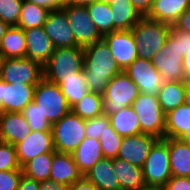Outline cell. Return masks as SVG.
Returning <instances> with one entry per match:
<instances>
[{
  "instance_id": "obj_1",
  "label": "cell",
  "mask_w": 190,
  "mask_h": 190,
  "mask_svg": "<svg viewBox=\"0 0 190 190\" xmlns=\"http://www.w3.org/2000/svg\"><path fill=\"white\" fill-rule=\"evenodd\" d=\"M84 49V77L89 92L103 94L108 82L122 72L104 40Z\"/></svg>"
},
{
  "instance_id": "obj_2",
  "label": "cell",
  "mask_w": 190,
  "mask_h": 190,
  "mask_svg": "<svg viewBox=\"0 0 190 190\" xmlns=\"http://www.w3.org/2000/svg\"><path fill=\"white\" fill-rule=\"evenodd\" d=\"M84 68V49L79 46L55 48L43 66V78L58 84L62 78L77 76Z\"/></svg>"
},
{
  "instance_id": "obj_3",
  "label": "cell",
  "mask_w": 190,
  "mask_h": 190,
  "mask_svg": "<svg viewBox=\"0 0 190 190\" xmlns=\"http://www.w3.org/2000/svg\"><path fill=\"white\" fill-rule=\"evenodd\" d=\"M171 25L143 17L132 29L137 56L151 60L165 44Z\"/></svg>"
},
{
  "instance_id": "obj_4",
  "label": "cell",
  "mask_w": 190,
  "mask_h": 190,
  "mask_svg": "<svg viewBox=\"0 0 190 190\" xmlns=\"http://www.w3.org/2000/svg\"><path fill=\"white\" fill-rule=\"evenodd\" d=\"M142 172L147 189L160 190L171 179L168 138L158 139L153 144Z\"/></svg>"
},
{
  "instance_id": "obj_5",
  "label": "cell",
  "mask_w": 190,
  "mask_h": 190,
  "mask_svg": "<svg viewBox=\"0 0 190 190\" xmlns=\"http://www.w3.org/2000/svg\"><path fill=\"white\" fill-rule=\"evenodd\" d=\"M53 147L59 153H73L86 138L85 119L71 110L51 127Z\"/></svg>"
},
{
  "instance_id": "obj_6",
  "label": "cell",
  "mask_w": 190,
  "mask_h": 190,
  "mask_svg": "<svg viewBox=\"0 0 190 190\" xmlns=\"http://www.w3.org/2000/svg\"><path fill=\"white\" fill-rule=\"evenodd\" d=\"M140 94L138 86L124 72L118 73L103 92V115L110 116L124 107L131 106Z\"/></svg>"
},
{
  "instance_id": "obj_7",
  "label": "cell",
  "mask_w": 190,
  "mask_h": 190,
  "mask_svg": "<svg viewBox=\"0 0 190 190\" xmlns=\"http://www.w3.org/2000/svg\"><path fill=\"white\" fill-rule=\"evenodd\" d=\"M138 115L141 132L158 139L165 138V114L157 95L141 93L131 105Z\"/></svg>"
},
{
  "instance_id": "obj_8",
  "label": "cell",
  "mask_w": 190,
  "mask_h": 190,
  "mask_svg": "<svg viewBox=\"0 0 190 190\" xmlns=\"http://www.w3.org/2000/svg\"><path fill=\"white\" fill-rule=\"evenodd\" d=\"M33 102L51 124L71 110L60 86L44 78L36 85Z\"/></svg>"
},
{
  "instance_id": "obj_9",
  "label": "cell",
  "mask_w": 190,
  "mask_h": 190,
  "mask_svg": "<svg viewBox=\"0 0 190 190\" xmlns=\"http://www.w3.org/2000/svg\"><path fill=\"white\" fill-rule=\"evenodd\" d=\"M183 57V53L177 49V38L170 31L161 51L152 57L151 62L161 74L163 82H186Z\"/></svg>"
},
{
  "instance_id": "obj_10",
  "label": "cell",
  "mask_w": 190,
  "mask_h": 190,
  "mask_svg": "<svg viewBox=\"0 0 190 190\" xmlns=\"http://www.w3.org/2000/svg\"><path fill=\"white\" fill-rule=\"evenodd\" d=\"M61 8L66 13L77 46L85 48L95 42L103 40V35L94 25L86 6L64 4Z\"/></svg>"
},
{
  "instance_id": "obj_11",
  "label": "cell",
  "mask_w": 190,
  "mask_h": 190,
  "mask_svg": "<svg viewBox=\"0 0 190 190\" xmlns=\"http://www.w3.org/2000/svg\"><path fill=\"white\" fill-rule=\"evenodd\" d=\"M0 79L6 83L37 85L43 79V67L26 57L5 58Z\"/></svg>"
},
{
  "instance_id": "obj_12",
  "label": "cell",
  "mask_w": 190,
  "mask_h": 190,
  "mask_svg": "<svg viewBox=\"0 0 190 190\" xmlns=\"http://www.w3.org/2000/svg\"><path fill=\"white\" fill-rule=\"evenodd\" d=\"M124 72L138 86L141 93L157 95L163 84L161 74L149 59L138 57Z\"/></svg>"
},
{
  "instance_id": "obj_13",
  "label": "cell",
  "mask_w": 190,
  "mask_h": 190,
  "mask_svg": "<svg viewBox=\"0 0 190 190\" xmlns=\"http://www.w3.org/2000/svg\"><path fill=\"white\" fill-rule=\"evenodd\" d=\"M103 40L109 46L112 58L124 71L137 58V48L131 30L113 31L103 35Z\"/></svg>"
},
{
  "instance_id": "obj_14",
  "label": "cell",
  "mask_w": 190,
  "mask_h": 190,
  "mask_svg": "<svg viewBox=\"0 0 190 190\" xmlns=\"http://www.w3.org/2000/svg\"><path fill=\"white\" fill-rule=\"evenodd\" d=\"M43 29L53 42L55 48L77 46L74 33L62 8L50 10Z\"/></svg>"
},
{
  "instance_id": "obj_15",
  "label": "cell",
  "mask_w": 190,
  "mask_h": 190,
  "mask_svg": "<svg viewBox=\"0 0 190 190\" xmlns=\"http://www.w3.org/2000/svg\"><path fill=\"white\" fill-rule=\"evenodd\" d=\"M157 140L158 138L143 133L123 137L117 157L142 168L151 147Z\"/></svg>"
},
{
  "instance_id": "obj_16",
  "label": "cell",
  "mask_w": 190,
  "mask_h": 190,
  "mask_svg": "<svg viewBox=\"0 0 190 190\" xmlns=\"http://www.w3.org/2000/svg\"><path fill=\"white\" fill-rule=\"evenodd\" d=\"M17 159L22 167L37 155L54 152L52 132L31 131L26 138L15 145Z\"/></svg>"
},
{
  "instance_id": "obj_17",
  "label": "cell",
  "mask_w": 190,
  "mask_h": 190,
  "mask_svg": "<svg viewBox=\"0 0 190 190\" xmlns=\"http://www.w3.org/2000/svg\"><path fill=\"white\" fill-rule=\"evenodd\" d=\"M36 85L2 81L1 112H22L34 99Z\"/></svg>"
},
{
  "instance_id": "obj_18",
  "label": "cell",
  "mask_w": 190,
  "mask_h": 190,
  "mask_svg": "<svg viewBox=\"0 0 190 190\" xmlns=\"http://www.w3.org/2000/svg\"><path fill=\"white\" fill-rule=\"evenodd\" d=\"M26 40V58L32 59L42 67L50 59L55 50L51 39L47 36L43 27L24 30Z\"/></svg>"
},
{
  "instance_id": "obj_19",
  "label": "cell",
  "mask_w": 190,
  "mask_h": 190,
  "mask_svg": "<svg viewBox=\"0 0 190 190\" xmlns=\"http://www.w3.org/2000/svg\"><path fill=\"white\" fill-rule=\"evenodd\" d=\"M31 133L21 112H0V141L16 145Z\"/></svg>"
},
{
  "instance_id": "obj_20",
  "label": "cell",
  "mask_w": 190,
  "mask_h": 190,
  "mask_svg": "<svg viewBox=\"0 0 190 190\" xmlns=\"http://www.w3.org/2000/svg\"><path fill=\"white\" fill-rule=\"evenodd\" d=\"M82 177L71 153L53 152L49 179L69 187Z\"/></svg>"
},
{
  "instance_id": "obj_21",
  "label": "cell",
  "mask_w": 190,
  "mask_h": 190,
  "mask_svg": "<svg viewBox=\"0 0 190 190\" xmlns=\"http://www.w3.org/2000/svg\"><path fill=\"white\" fill-rule=\"evenodd\" d=\"M110 4L113 31L131 30L143 16L131 4L130 0H100Z\"/></svg>"
},
{
  "instance_id": "obj_22",
  "label": "cell",
  "mask_w": 190,
  "mask_h": 190,
  "mask_svg": "<svg viewBox=\"0 0 190 190\" xmlns=\"http://www.w3.org/2000/svg\"><path fill=\"white\" fill-rule=\"evenodd\" d=\"M114 172L113 159L104 157L84 177L98 190H120L119 179Z\"/></svg>"
},
{
  "instance_id": "obj_23",
  "label": "cell",
  "mask_w": 190,
  "mask_h": 190,
  "mask_svg": "<svg viewBox=\"0 0 190 190\" xmlns=\"http://www.w3.org/2000/svg\"><path fill=\"white\" fill-rule=\"evenodd\" d=\"M113 167L119 179L120 190H147L141 167L118 157L113 158Z\"/></svg>"
},
{
  "instance_id": "obj_24",
  "label": "cell",
  "mask_w": 190,
  "mask_h": 190,
  "mask_svg": "<svg viewBox=\"0 0 190 190\" xmlns=\"http://www.w3.org/2000/svg\"><path fill=\"white\" fill-rule=\"evenodd\" d=\"M190 7V0H154L147 18L173 25Z\"/></svg>"
},
{
  "instance_id": "obj_25",
  "label": "cell",
  "mask_w": 190,
  "mask_h": 190,
  "mask_svg": "<svg viewBox=\"0 0 190 190\" xmlns=\"http://www.w3.org/2000/svg\"><path fill=\"white\" fill-rule=\"evenodd\" d=\"M172 176L190 177V144L177 138H168Z\"/></svg>"
},
{
  "instance_id": "obj_26",
  "label": "cell",
  "mask_w": 190,
  "mask_h": 190,
  "mask_svg": "<svg viewBox=\"0 0 190 190\" xmlns=\"http://www.w3.org/2000/svg\"><path fill=\"white\" fill-rule=\"evenodd\" d=\"M74 161L83 176L104 158L98 139L86 137L72 153Z\"/></svg>"
},
{
  "instance_id": "obj_27",
  "label": "cell",
  "mask_w": 190,
  "mask_h": 190,
  "mask_svg": "<svg viewBox=\"0 0 190 190\" xmlns=\"http://www.w3.org/2000/svg\"><path fill=\"white\" fill-rule=\"evenodd\" d=\"M110 125L115 132L123 137L141 134L138 115L132 106H127L109 116Z\"/></svg>"
},
{
  "instance_id": "obj_28",
  "label": "cell",
  "mask_w": 190,
  "mask_h": 190,
  "mask_svg": "<svg viewBox=\"0 0 190 190\" xmlns=\"http://www.w3.org/2000/svg\"><path fill=\"white\" fill-rule=\"evenodd\" d=\"M190 129V106L179 105L165 114V138L180 139Z\"/></svg>"
},
{
  "instance_id": "obj_29",
  "label": "cell",
  "mask_w": 190,
  "mask_h": 190,
  "mask_svg": "<svg viewBox=\"0 0 190 190\" xmlns=\"http://www.w3.org/2000/svg\"><path fill=\"white\" fill-rule=\"evenodd\" d=\"M186 86V82H163L157 96L164 114L184 104Z\"/></svg>"
},
{
  "instance_id": "obj_30",
  "label": "cell",
  "mask_w": 190,
  "mask_h": 190,
  "mask_svg": "<svg viewBox=\"0 0 190 190\" xmlns=\"http://www.w3.org/2000/svg\"><path fill=\"white\" fill-rule=\"evenodd\" d=\"M0 53L5 58L26 57V40L24 30L17 26H10L2 38Z\"/></svg>"
},
{
  "instance_id": "obj_31",
  "label": "cell",
  "mask_w": 190,
  "mask_h": 190,
  "mask_svg": "<svg viewBox=\"0 0 190 190\" xmlns=\"http://www.w3.org/2000/svg\"><path fill=\"white\" fill-rule=\"evenodd\" d=\"M49 12L48 8L38 6L29 0H23L17 27L23 30L43 27Z\"/></svg>"
},
{
  "instance_id": "obj_32",
  "label": "cell",
  "mask_w": 190,
  "mask_h": 190,
  "mask_svg": "<svg viewBox=\"0 0 190 190\" xmlns=\"http://www.w3.org/2000/svg\"><path fill=\"white\" fill-rule=\"evenodd\" d=\"M58 85L60 86L70 108L89 93L83 71L77 76L62 78Z\"/></svg>"
},
{
  "instance_id": "obj_33",
  "label": "cell",
  "mask_w": 190,
  "mask_h": 190,
  "mask_svg": "<svg viewBox=\"0 0 190 190\" xmlns=\"http://www.w3.org/2000/svg\"><path fill=\"white\" fill-rule=\"evenodd\" d=\"M53 152L37 155L22 166L23 175L38 182L46 181L50 177Z\"/></svg>"
},
{
  "instance_id": "obj_34",
  "label": "cell",
  "mask_w": 190,
  "mask_h": 190,
  "mask_svg": "<svg viewBox=\"0 0 190 190\" xmlns=\"http://www.w3.org/2000/svg\"><path fill=\"white\" fill-rule=\"evenodd\" d=\"M94 25L102 35L113 32V19L110 4L97 0L86 6Z\"/></svg>"
},
{
  "instance_id": "obj_35",
  "label": "cell",
  "mask_w": 190,
  "mask_h": 190,
  "mask_svg": "<svg viewBox=\"0 0 190 190\" xmlns=\"http://www.w3.org/2000/svg\"><path fill=\"white\" fill-rule=\"evenodd\" d=\"M71 111L82 119L94 118L103 114V94L89 92L71 107Z\"/></svg>"
},
{
  "instance_id": "obj_36",
  "label": "cell",
  "mask_w": 190,
  "mask_h": 190,
  "mask_svg": "<svg viewBox=\"0 0 190 190\" xmlns=\"http://www.w3.org/2000/svg\"><path fill=\"white\" fill-rule=\"evenodd\" d=\"M28 124L30 125L31 131H44L52 132V124L47 120L45 116L37 108L36 104L30 102L21 112Z\"/></svg>"
},
{
  "instance_id": "obj_37",
  "label": "cell",
  "mask_w": 190,
  "mask_h": 190,
  "mask_svg": "<svg viewBox=\"0 0 190 190\" xmlns=\"http://www.w3.org/2000/svg\"><path fill=\"white\" fill-rule=\"evenodd\" d=\"M121 140L122 137L118 135L109 124L108 129L99 139L103 156L110 159L116 158L120 148Z\"/></svg>"
},
{
  "instance_id": "obj_38",
  "label": "cell",
  "mask_w": 190,
  "mask_h": 190,
  "mask_svg": "<svg viewBox=\"0 0 190 190\" xmlns=\"http://www.w3.org/2000/svg\"><path fill=\"white\" fill-rule=\"evenodd\" d=\"M22 0H0V20L10 26H17Z\"/></svg>"
},
{
  "instance_id": "obj_39",
  "label": "cell",
  "mask_w": 190,
  "mask_h": 190,
  "mask_svg": "<svg viewBox=\"0 0 190 190\" xmlns=\"http://www.w3.org/2000/svg\"><path fill=\"white\" fill-rule=\"evenodd\" d=\"M13 169H22L17 159L16 147L0 141V171Z\"/></svg>"
},
{
  "instance_id": "obj_40",
  "label": "cell",
  "mask_w": 190,
  "mask_h": 190,
  "mask_svg": "<svg viewBox=\"0 0 190 190\" xmlns=\"http://www.w3.org/2000/svg\"><path fill=\"white\" fill-rule=\"evenodd\" d=\"M109 124V116L103 114L94 118L85 119V136L99 140L108 129Z\"/></svg>"
},
{
  "instance_id": "obj_41",
  "label": "cell",
  "mask_w": 190,
  "mask_h": 190,
  "mask_svg": "<svg viewBox=\"0 0 190 190\" xmlns=\"http://www.w3.org/2000/svg\"><path fill=\"white\" fill-rule=\"evenodd\" d=\"M22 176V169L0 171V190H17Z\"/></svg>"
},
{
  "instance_id": "obj_42",
  "label": "cell",
  "mask_w": 190,
  "mask_h": 190,
  "mask_svg": "<svg viewBox=\"0 0 190 190\" xmlns=\"http://www.w3.org/2000/svg\"><path fill=\"white\" fill-rule=\"evenodd\" d=\"M170 31L177 38V49L185 55L190 47V32L178 30L173 25H171Z\"/></svg>"
},
{
  "instance_id": "obj_43",
  "label": "cell",
  "mask_w": 190,
  "mask_h": 190,
  "mask_svg": "<svg viewBox=\"0 0 190 190\" xmlns=\"http://www.w3.org/2000/svg\"><path fill=\"white\" fill-rule=\"evenodd\" d=\"M160 190H190V177L172 176Z\"/></svg>"
},
{
  "instance_id": "obj_44",
  "label": "cell",
  "mask_w": 190,
  "mask_h": 190,
  "mask_svg": "<svg viewBox=\"0 0 190 190\" xmlns=\"http://www.w3.org/2000/svg\"><path fill=\"white\" fill-rule=\"evenodd\" d=\"M131 4L143 16H147L152 8L154 0H130Z\"/></svg>"
},
{
  "instance_id": "obj_45",
  "label": "cell",
  "mask_w": 190,
  "mask_h": 190,
  "mask_svg": "<svg viewBox=\"0 0 190 190\" xmlns=\"http://www.w3.org/2000/svg\"><path fill=\"white\" fill-rule=\"evenodd\" d=\"M178 30L190 32V7L173 24Z\"/></svg>"
},
{
  "instance_id": "obj_46",
  "label": "cell",
  "mask_w": 190,
  "mask_h": 190,
  "mask_svg": "<svg viewBox=\"0 0 190 190\" xmlns=\"http://www.w3.org/2000/svg\"><path fill=\"white\" fill-rule=\"evenodd\" d=\"M39 189H40V182L23 175L17 190H39Z\"/></svg>"
},
{
  "instance_id": "obj_47",
  "label": "cell",
  "mask_w": 190,
  "mask_h": 190,
  "mask_svg": "<svg viewBox=\"0 0 190 190\" xmlns=\"http://www.w3.org/2000/svg\"><path fill=\"white\" fill-rule=\"evenodd\" d=\"M38 6L48 8L49 10L61 8L66 4V0H29Z\"/></svg>"
},
{
  "instance_id": "obj_48",
  "label": "cell",
  "mask_w": 190,
  "mask_h": 190,
  "mask_svg": "<svg viewBox=\"0 0 190 190\" xmlns=\"http://www.w3.org/2000/svg\"><path fill=\"white\" fill-rule=\"evenodd\" d=\"M68 190H98V189L83 176L80 180L71 184L68 187Z\"/></svg>"
},
{
  "instance_id": "obj_49",
  "label": "cell",
  "mask_w": 190,
  "mask_h": 190,
  "mask_svg": "<svg viewBox=\"0 0 190 190\" xmlns=\"http://www.w3.org/2000/svg\"><path fill=\"white\" fill-rule=\"evenodd\" d=\"M39 190H68L66 185L55 182L54 180L47 179L46 181L40 182Z\"/></svg>"
},
{
  "instance_id": "obj_50",
  "label": "cell",
  "mask_w": 190,
  "mask_h": 190,
  "mask_svg": "<svg viewBox=\"0 0 190 190\" xmlns=\"http://www.w3.org/2000/svg\"><path fill=\"white\" fill-rule=\"evenodd\" d=\"M183 68L185 72L186 77V83H190V47L188 49V52L183 57Z\"/></svg>"
},
{
  "instance_id": "obj_51",
  "label": "cell",
  "mask_w": 190,
  "mask_h": 190,
  "mask_svg": "<svg viewBox=\"0 0 190 190\" xmlns=\"http://www.w3.org/2000/svg\"><path fill=\"white\" fill-rule=\"evenodd\" d=\"M97 0H66V4L78 5V6H87L90 3H93Z\"/></svg>"
},
{
  "instance_id": "obj_52",
  "label": "cell",
  "mask_w": 190,
  "mask_h": 190,
  "mask_svg": "<svg viewBox=\"0 0 190 190\" xmlns=\"http://www.w3.org/2000/svg\"><path fill=\"white\" fill-rule=\"evenodd\" d=\"M10 25L0 20V46L2 43V38L9 29Z\"/></svg>"
},
{
  "instance_id": "obj_53",
  "label": "cell",
  "mask_w": 190,
  "mask_h": 190,
  "mask_svg": "<svg viewBox=\"0 0 190 190\" xmlns=\"http://www.w3.org/2000/svg\"><path fill=\"white\" fill-rule=\"evenodd\" d=\"M184 104L190 106V83H187Z\"/></svg>"
},
{
  "instance_id": "obj_54",
  "label": "cell",
  "mask_w": 190,
  "mask_h": 190,
  "mask_svg": "<svg viewBox=\"0 0 190 190\" xmlns=\"http://www.w3.org/2000/svg\"><path fill=\"white\" fill-rule=\"evenodd\" d=\"M180 140L190 144V129L180 138Z\"/></svg>"
},
{
  "instance_id": "obj_55",
  "label": "cell",
  "mask_w": 190,
  "mask_h": 190,
  "mask_svg": "<svg viewBox=\"0 0 190 190\" xmlns=\"http://www.w3.org/2000/svg\"><path fill=\"white\" fill-rule=\"evenodd\" d=\"M4 60H5V57L0 53V74H1V69L3 67Z\"/></svg>"
},
{
  "instance_id": "obj_56",
  "label": "cell",
  "mask_w": 190,
  "mask_h": 190,
  "mask_svg": "<svg viewBox=\"0 0 190 190\" xmlns=\"http://www.w3.org/2000/svg\"><path fill=\"white\" fill-rule=\"evenodd\" d=\"M1 93H2V80L0 79V112H1Z\"/></svg>"
}]
</instances>
